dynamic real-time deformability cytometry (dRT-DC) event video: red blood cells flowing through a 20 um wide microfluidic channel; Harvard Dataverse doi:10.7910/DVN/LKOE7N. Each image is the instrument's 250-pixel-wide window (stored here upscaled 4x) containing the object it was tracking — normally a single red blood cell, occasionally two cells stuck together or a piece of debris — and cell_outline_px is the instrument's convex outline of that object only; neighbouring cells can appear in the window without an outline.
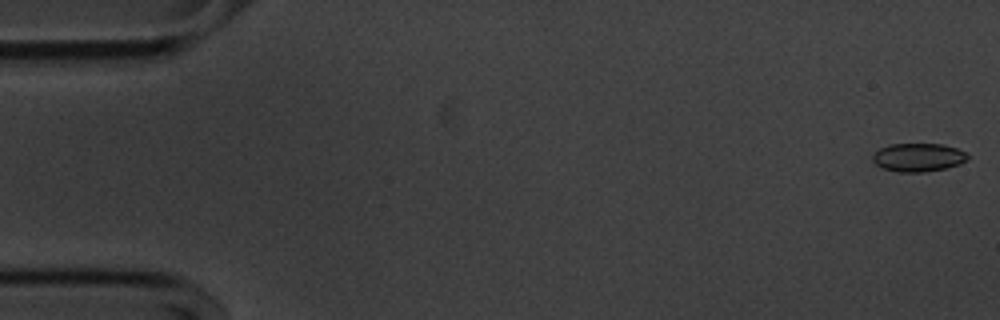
{"species": "common noctule bat (a hibernating species)", "species_latin": "Nyctalus noctula", "temperature_condition": "cold", "stored_images_in_passage": 55, "camera_frame_rate_fps": 3000, "um_per_image_px": 0.085, "animal": {"sex": "male", "body_mass_g": 20.1, "forearm_length_mm": 53.5}, "frame": {"image": 1, "passage_image": 1, "time_ms": 0.0, "image_size_px": [1000, 320], "cell_outline_px": [[968, 160], [960, 164], [944, 168], [924, 172], [896, 172], [880, 168], [872, 160], [872, 156], [880, 148], [888, 144], [940, 144], [956, 148], [964, 152], [968, 156]], "centroid_in_image_um": [78.01, 13.38], "position_along_channel_um": 7.0, "area_um2": 15.72}}
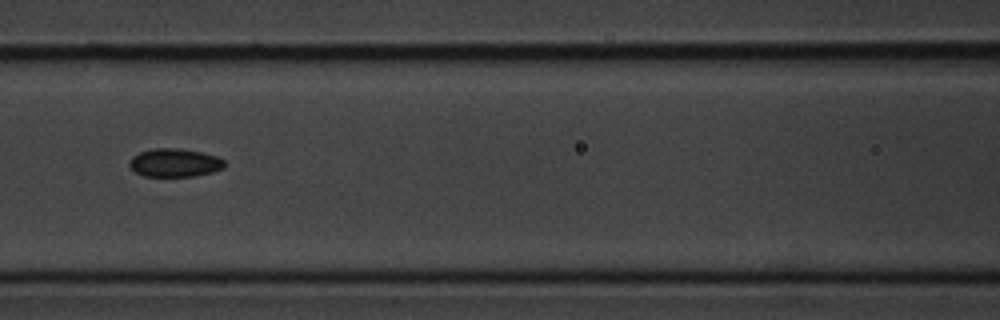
{"frame": {"image": 2, "passage_image": 24, "time_ms": 7.667, "image_size_px": [1000, 320], "cell_outline_px": [[224, 168], [212, 172], [196, 176], [144, 176], [136, 172], [128, 164], [128, 160], [132, 156], [140, 152], [152, 148], [180, 148], [200, 152], [216, 156], [224, 160]], "centroid_in_image_um": [14.83, 13.83], "position_along_channel_um": 151.8, "area_um2": 15.72}}
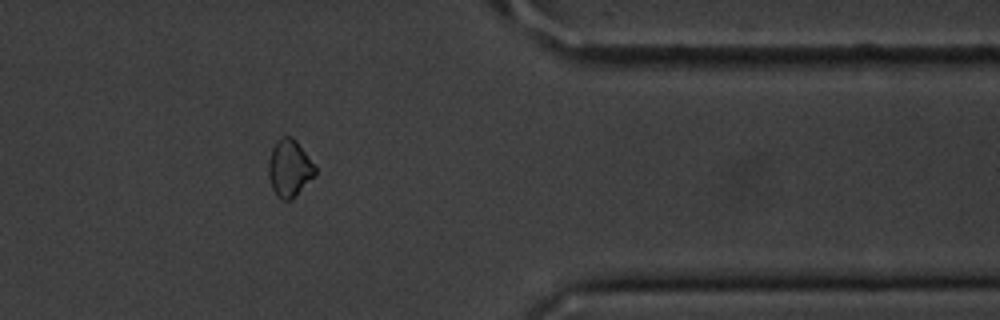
{"frame": {"image": 3, "passage_image": 45, "time_ms": 14.667, "image_size_px": [1000, 320], "cell_outline_px": [[316, 172], [292, 200], [280, 200], [276, 196], [272, 188], [268, 176], [268, 164], [272, 148], [284, 136], [292, 136], [296, 140], [316, 168]], "centroid_in_image_um": [24.57, 14.33], "position_along_channel_um": 386.8, "area_um2": 15.2}}